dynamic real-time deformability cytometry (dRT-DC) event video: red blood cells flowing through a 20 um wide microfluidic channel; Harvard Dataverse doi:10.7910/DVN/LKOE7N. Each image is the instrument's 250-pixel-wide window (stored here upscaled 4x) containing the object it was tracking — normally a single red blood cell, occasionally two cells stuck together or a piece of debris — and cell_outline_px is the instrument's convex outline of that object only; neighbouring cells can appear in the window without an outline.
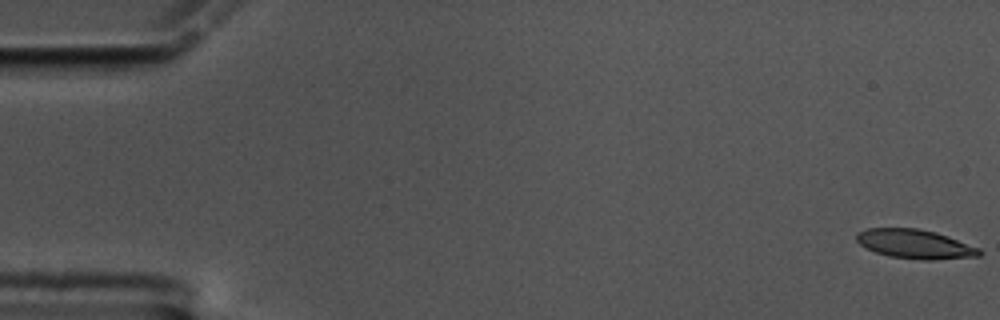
{"species": "common noctule bat (a hibernating species)", "species_latin": "Nyctalus noctula", "temperature_condition": "cold", "stored_images_in_passage": 59, "camera_frame_rate_fps": 3000, "um_per_image_px": 0.085, "animal": {"sex": "male", "body_mass_g": 17.5, "forearm_length_mm": 52.3}, "frame": {"image": 1, "passage_image": 1, "time_ms": 0.0, "image_size_px": [1000, 320], "cell_outline_px": [[984, 252], [980, 256], [936, 260], [920, 260], [888, 256], [876, 252], [860, 244], [856, 240], [856, 232], [868, 228], [920, 228], [936, 232], [948, 236], [980, 248]], "centroid_in_image_um": [77.81, 20.75], "position_along_channel_um": 7.2, "area_um2": 21.1}}
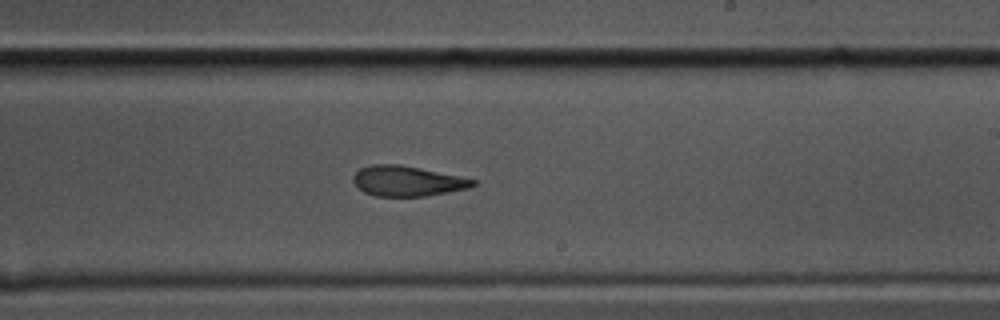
{"frame": {"image": 2, "passage_image": 35, "time_ms": 11.333, "image_size_px": [1000, 320], "cell_outline_px": [[476, 184], [468, 188], [448, 192], [424, 196], [376, 196], [364, 192], [352, 180], [352, 176], [360, 168], [372, 164], [400, 164], [420, 168], [476, 180]], "centroid_in_image_um": [34.59, 15.38], "position_along_channel_um": 254.4, "area_um2": 20.87}}
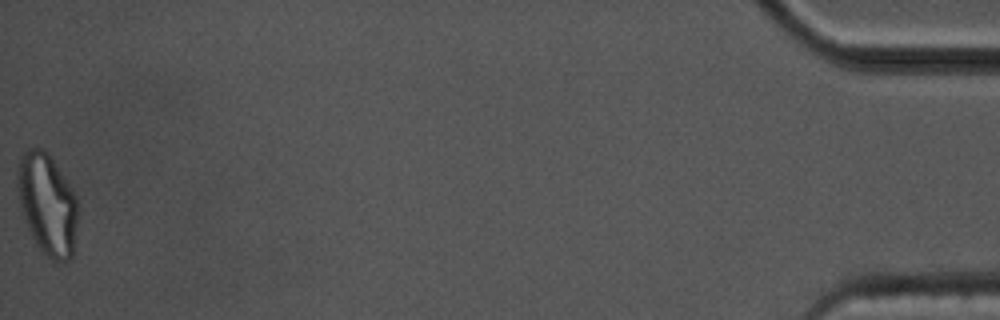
{"frame": {"image": 3, "passage_image": 59, "time_ms": 19.333, "image_size_px": [1000, 320], "cell_outline_px": [[76, 224], [72, 256], [68, 260], [52, 260], [36, 244], [28, 228], [20, 208], [16, 184], [16, 172], [20, 156], [28, 148], [44, 148], [48, 152], [72, 188], [76, 196]], "centroid_in_image_um": [3.98, 17.29], "position_along_channel_um": 431.2, "area_um2": 35.49}, "authors_computed_cell_mechanics": {"area_um2": 22.0796, "velocity_mm_per_s": 3.4391, "shape_relaxation_time_tau1_ms": null, "shape_relaxation_time_tau2_ms": 3.1556, "deformation_change_tau1": null, "deformation_change_tau2": 0.1134}}